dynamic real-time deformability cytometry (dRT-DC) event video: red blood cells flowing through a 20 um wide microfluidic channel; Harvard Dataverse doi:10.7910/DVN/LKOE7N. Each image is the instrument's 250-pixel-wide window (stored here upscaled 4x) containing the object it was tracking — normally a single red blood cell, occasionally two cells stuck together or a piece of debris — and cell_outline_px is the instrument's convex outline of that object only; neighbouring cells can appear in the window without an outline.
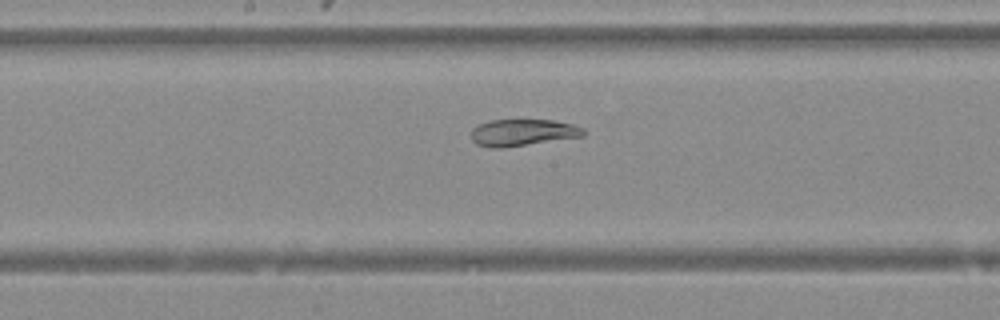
{"species": "Egyptian fruit bat (a non-hibernating species)", "species_latin": "Rousettus aegyptiacus", "temperature_condition": "warm", "stored_images_in_passage": 35, "camera_frame_rate_fps": 3000, "um_per_image_px": 0.085, "animal": {"sex": "female"}, "frame": {"image": 1, "passage_image": 12, "time_ms": 3.667, "image_size_px": [1000, 320], "cell_outline_px": [[588, 132], [584, 136], [504, 148], [492, 148], [476, 144], [472, 140], [472, 128], [480, 124], [492, 120], [552, 120], [572, 124], [584, 128]], "centroid_in_image_um": [44.46, 11.27], "position_along_channel_um": 203.7, "area_um2": 17.57}}
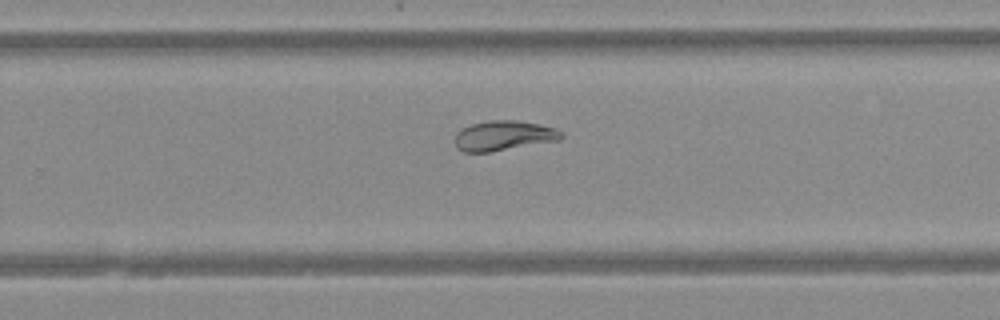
{"frame": {"image": 2, "passage_image": 18, "time_ms": 5.667, "image_size_px": [1000, 320], "cell_outline_px": [[564, 136], [560, 140], [488, 152], [464, 152], [456, 148], [456, 132], [472, 124], [488, 120], [516, 120], [540, 124], [556, 128], [564, 132]], "centroid_in_image_um": [42.85, 11.52], "position_along_channel_um": 286.9, "area_um2": 18.55}}
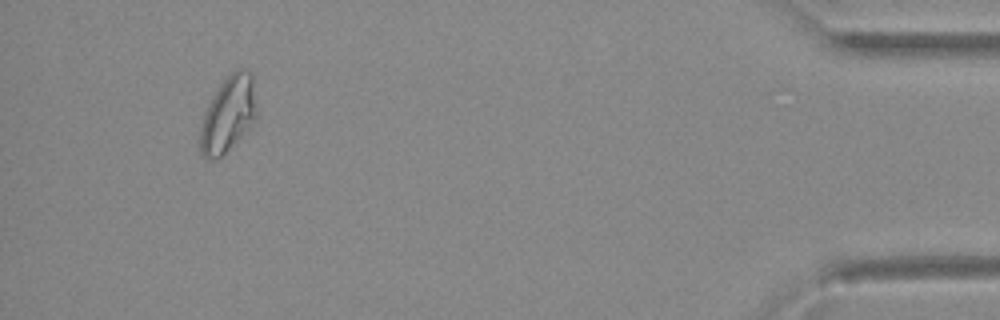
{"frame": {"image": 3, "passage_image": 32, "time_ms": 10.333, "image_size_px": [1000, 320], "cell_outline_px": [[256, 116], [248, 128], [216, 160], [212, 160], [204, 156], [200, 152], [200, 128], [204, 112], [208, 104], [220, 84], [236, 68], [248, 68], [252, 72], [256, 112]], "centroid_in_image_um": [19.38, 9.66], "position_along_channel_um": 415.8, "area_um2": 24.45}}